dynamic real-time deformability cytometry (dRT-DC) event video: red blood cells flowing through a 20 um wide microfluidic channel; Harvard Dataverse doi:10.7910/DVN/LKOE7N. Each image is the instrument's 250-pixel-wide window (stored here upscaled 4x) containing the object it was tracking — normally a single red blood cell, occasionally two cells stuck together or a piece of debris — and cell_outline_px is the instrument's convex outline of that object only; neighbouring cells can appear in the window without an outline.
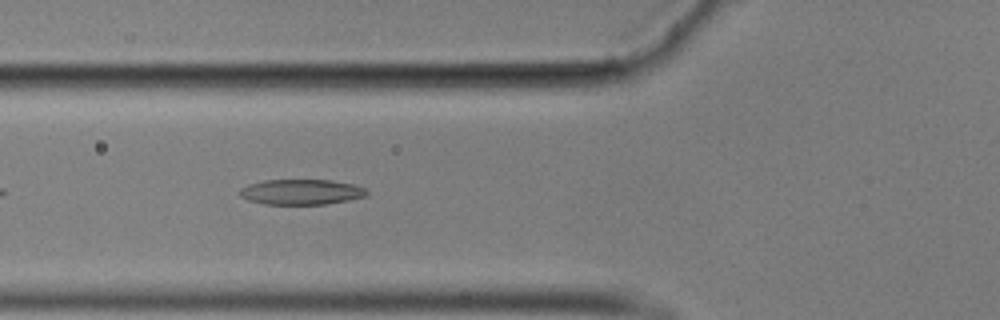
{"species": "common noctule bat (a hibernating species)", "species_latin": "Nyctalus noctula", "temperature_condition": "cold", "stored_images_in_passage": 40, "camera_frame_rate_fps": 3000, "um_per_image_px": 0.085, "animal": {"sex": "male", "body_mass_g": 17.9}, "frame": {"image": 1, "passage_image": 4, "time_ms": 1.0, "image_size_px": [1000, 320], "cell_outline_px": [[368, 192], [364, 196], [348, 200], [324, 204], [264, 204], [248, 200], [240, 196], [240, 188], [248, 184], [264, 180], [332, 180], [352, 184], [364, 188]], "centroid_in_image_um": [25.57, 16.31], "position_along_channel_um": 100.2, "area_um2": 18.61}}
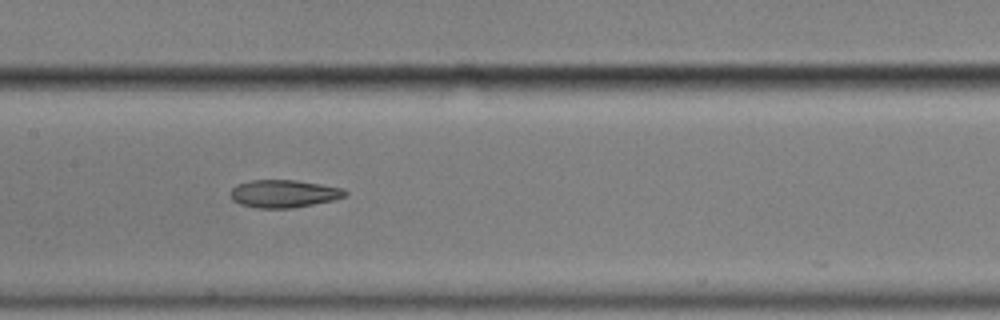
{"frame": {"image": 2, "passage_image": 11, "time_ms": 3.333, "image_size_px": [1000, 320], "cell_outline_px": [[348, 192], [344, 196], [332, 200], [292, 208], [256, 208], [240, 204], [232, 200], [232, 188], [236, 184], [252, 180], [296, 180], [320, 184], [340, 188]], "centroid_in_image_um": [24.08, 16.46], "position_along_channel_um": 183.3, "area_um2": 18.26}}
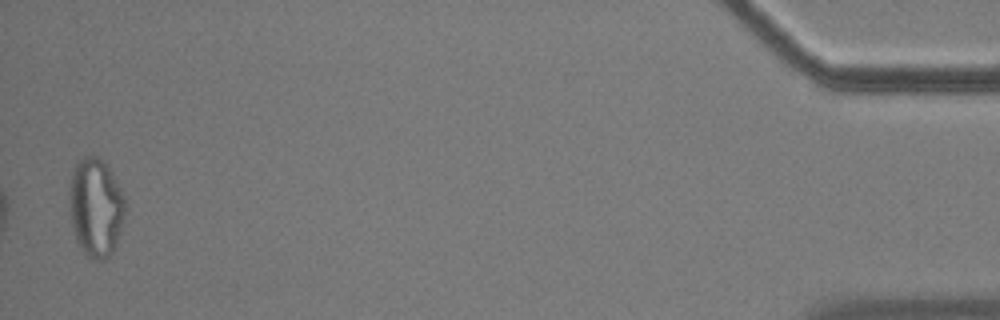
{"frame": {"image": 3, "passage_image": 39, "time_ms": 12.667, "image_size_px": [1000, 320], "cell_outline_px": [[124, 220], [116, 244], [112, 252], [104, 260], [92, 260], [80, 248], [76, 240], [72, 224], [68, 196], [68, 188], [72, 172], [76, 164], [84, 156], [96, 156], [104, 160], [112, 172], [124, 196]], "centroid_in_image_um": [8.13, 17.62], "position_along_channel_um": 427.1, "area_um2": 32.25}, "authors_computed_cell_mechanics": {"area_um2": 19.4786, "velocity_mm_per_s": 3.5413, "shape_relaxation_time_tau1_ms": null, "shape_relaxation_time_tau2_ms": 2.7105, "deformation_change_tau1": null, "deformation_change_tau2": 0.1098}}